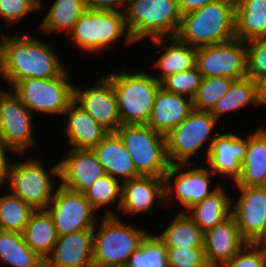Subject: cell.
<instances>
[{
    "label": "cell",
    "mask_w": 266,
    "mask_h": 267,
    "mask_svg": "<svg viewBox=\"0 0 266 267\" xmlns=\"http://www.w3.org/2000/svg\"><path fill=\"white\" fill-rule=\"evenodd\" d=\"M33 36H5L3 79L10 88L26 78H54L66 71L52 43H45Z\"/></svg>",
    "instance_id": "1"
},
{
    "label": "cell",
    "mask_w": 266,
    "mask_h": 267,
    "mask_svg": "<svg viewBox=\"0 0 266 267\" xmlns=\"http://www.w3.org/2000/svg\"><path fill=\"white\" fill-rule=\"evenodd\" d=\"M235 0H217L182 15L176 38L194 48L235 38Z\"/></svg>",
    "instance_id": "2"
},
{
    "label": "cell",
    "mask_w": 266,
    "mask_h": 267,
    "mask_svg": "<svg viewBox=\"0 0 266 267\" xmlns=\"http://www.w3.org/2000/svg\"><path fill=\"white\" fill-rule=\"evenodd\" d=\"M121 71L105 74L116 93L121 125L148 124L161 83L148 72Z\"/></svg>",
    "instance_id": "3"
},
{
    "label": "cell",
    "mask_w": 266,
    "mask_h": 267,
    "mask_svg": "<svg viewBox=\"0 0 266 267\" xmlns=\"http://www.w3.org/2000/svg\"><path fill=\"white\" fill-rule=\"evenodd\" d=\"M111 208L109 206L105 209L99 228L96 224L93 229L94 265L124 266L148 234L145 229L128 225L129 223L120 220Z\"/></svg>",
    "instance_id": "4"
},
{
    "label": "cell",
    "mask_w": 266,
    "mask_h": 267,
    "mask_svg": "<svg viewBox=\"0 0 266 267\" xmlns=\"http://www.w3.org/2000/svg\"><path fill=\"white\" fill-rule=\"evenodd\" d=\"M124 15L134 43L175 37L182 17L178 0H130Z\"/></svg>",
    "instance_id": "5"
},
{
    "label": "cell",
    "mask_w": 266,
    "mask_h": 267,
    "mask_svg": "<svg viewBox=\"0 0 266 267\" xmlns=\"http://www.w3.org/2000/svg\"><path fill=\"white\" fill-rule=\"evenodd\" d=\"M68 35L76 47L89 53L107 50L123 35L125 44L134 45L125 15L120 11L86 9Z\"/></svg>",
    "instance_id": "6"
},
{
    "label": "cell",
    "mask_w": 266,
    "mask_h": 267,
    "mask_svg": "<svg viewBox=\"0 0 266 267\" xmlns=\"http://www.w3.org/2000/svg\"><path fill=\"white\" fill-rule=\"evenodd\" d=\"M115 133L122 140L140 176L164 178L171 166L165 135L147 124L121 125Z\"/></svg>",
    "instance_id": "7"
},
{
    "label": "cell",
    "mask_w": 266,
    "mask_h": 267,
    "mask_svg": "<svg viewBox=\"0 0 266 267\" xmlns=\"http://www.w3.org/2000/svg\"><path fill=\"white\" fill-rule=\"evenodd\" d=\"M52 176L60 178L59 162L49 168V171L39 159L11 162L7 182L9 189L6 190L35 210L46 209L56 192Z\"/></svg>",
    "instance_id": "8"
},
{
    "label": "cell",
    "mask_w": 266,
    "mask_h": 267,
    "mask_svg": "<svg viewBox=\"0 0 266 267\" xmlns=\"http://www.w3.org/2000/svg\"><path fill=\"white\" fill-rule=\"evenodd\" d=\"M217 122L219 121L210 112L193 109L181 124L165 136L170 163H191L193 155L200 153L203 147L207 159L212 142L218 135L211 134L216 130L214 128Z\"/></svg>",
    "instance_id": "9"
},
{
    "label": "cell",
    "mask_w": 266,
    "mask_h": 267,
    "mask_svg": "<svg viewBox=\"0 0 266 267\" xmlns=\"http://www.w3.org/2000/svg\"><path fill=\"white\" fill-rule=\"evenodd\" d=\"M66 71L54 78H26L16 82L11 90L19 97L24 106L33 114L63 115L74 101V86Z\"/></svg>",
    "instance_id": "10"
},
{
    "label": "cell",
    "mask_w": 266,
    "mask_h": 267,
    "mask_svg": "<svg viewBox=\"0 0 266 267\" xmlns=\"http://www.w3.org/2000/svg\"><path fill=\"white\" fill-rule=\"evenodd\" d=\"M31 113L11 90L0 93V138L14 154L24 152L36 145Z\"/></svg>",
    "instance_id": "11"
},
{
    "label": "cell",
    "mask_w": 266,
    "mask_h": 267,
    "mask_svg": "<svg viewBox=\"0 0 266 267\" xmlns=\"http://www.w3.org/2000/svg\"><path fill=\"white\" fill-rule=\"evenodd\" d=\"M190 164L193 163L171 164L170 168L165 173V207L166 202L168 204L174 199V197H177L176 201H179L183 208L188 210L196 203L210 196L220 186L216 185L214 188L210 187L214 173L209 168L200 166L198 168L190 169L189 167L187 171H183V169H186L185 167L190 166Z\"/></svg>",
    "instance_id": "12"
},
{
    "label": "cell",
    "mask_w": 266,
    "mask_h": 267,
    "mask_svg": "<svg viewBox=\"0 0 266 267\" xmlns=\"http://www.w3.org/2000/svg\"><path fill=\"white\" fill-rule=\"evenodd\" d=\"M46 210L52 216L58 237L72 232L94 229L96 210L84 193L63 187L56 188L53 199Z\"/></svg>",
    "instance_id": "13"
},
{
    "label": "cell",
    "mask_w": 266,
    "mask_h": 267,
    "mask_svg": "<svg viewBox=\"0 0 266 267\" xmlns=\"http://www.w3.org/2000/svg\"><path fill=\"white\" fill-rule=\"evenodd\" d=\"M246 42L234 38L230 41L197 48L196 67L209 77L240 79L247 76Z\"/></svg>",
    "instance_id": "14"
},
{
    "label": "cell",
    "mask_w": 266,
    "mask_h": 267,
    "mask_svg": "<svg viewBox=\"0 0 266 267\" xmlns=\"http://www.w3.org/2000/svg\"><path fill=\"white\" fill-rule=\"evenodd\" d=\"M241 193L232 202V215L247 243H266V186L237 187Z\"/></svg>",
    "instance_id": "15"
},
{
    "label": "cell",
    "mask_w": 266,
    "mask_h": 267,
    "mask_svg": "<svg viewBox=\"0 0 266 267\" xmlns=\"http://www.w3.org/2000/svg\"><path fill=\"white\" fill-rule=\"evenodd\" d=\"M94 86L83 89L74 87V101L108 132L121 126L116 93L111 82L104 76Z\"/></svg>",
    "instance_id": "16"
},
{
    "label": "cell",
    "mask_w": 266,
    "mask_h": 267,
    "mask_svg": "<svg viewBox=\"0 0 266 267\" xmlns=\"http://www.w3.org/2000/svg\"><path fill=\"white\" fill-rule=\"evenodd\" d=\"M68 155L59 161L61 185L70 190L84 193L105 170L93 150L70 149Z\"/></svg>",
    "instance_id": "17"
},
{
    "label": "cell",
    "mask_w": 266,
    "mask_h": 267,
    "mask_svg": "<svg viewBox=\"0 0 266 267\" xmlns=\"http://www.w3.org/2000/svg\"><path fill=\"white\" fill-rule=\"evenodd\" d=\"M247 153V138L236 133H218L212 142L206 161L214 175H222L234 183L241 172L242 161ZM218 173V174H217Z\"/></svg>",
    "instance_id": "18"
},
{
    "label": "cell",
    "mask_w": 266,
    "mask_h": 267,
    "mask_svg": "<svg viewBox=\"0 0 266 267\" xmlns=\"http://www.w3.org/2000/svg\"><path fill=\"white\" fill-rule=\"evenodd\" d=\"M93 229L80 230L58 237L44 267H92Z\"/></svg>",
    "instance_id": "19"
},
{
    "label": "cell",
    "mask_w": 266,
    "mask_h": 267,
    "mask_svg": "<svg viewBox=\"0 0 266 267\" xmlns=\"http://www.w3.org/2000/svg\"><path fill=\"white\" fill-rule=\"evenodd\" d=\"M237 221L233 215L217 226L204 232V252L210 267H221L245 245Z\"/></svg>",
    "instance_id": "20"
},
{
    "label": "cell",
    "mask_w": 266,
    "mask_h": 267,
    "mask_svg": "<svg viewBox=\"0 0 266 267\" xmlns=\"http://www.w3.org/2000/svg\"><path fill=\"white\" fill-rule=\"evenodd\" d=\"M156 199H165L164 178L139 176L122 183L119 212L134 216L150 211Z\"/></svg>",
    "instance_id": "21"
},
{
    "label": "cell",
    "mask_w": 266,
    "mask_h": 267,
    "mask_svg": "<svg viewBox=\"0 0 266 267\" xmlns=\"http://www.w3.org/2000/svg\"><path fill=\"white\" fill-rule=\"evenodd\" d=\"M193 110L192 99L159 88L148 126L163 135L181 124Z\"/></svg>",
    "instance_id": "22"
},
{
    "label": "cell",
    "mask_w": 266,
    "mask_h": 267,
    "mask_svg": "<svg viewBox=\"0 0 266 267\" xmlns=\"http://www.w3.org/2000/svg\"><path fill=\"white\" fill-rule=\"evenodd\" d=\"M67 116L64 132L71 149L93 150L109 133L84 109L73 101L64 112Z\"/></svg>",
    "instance_id": "23"
},
{
    "label": "cell",
    "mask_w": 266,
    "mask_h": 267,
    "mask_svg": "<svg viewBox=\"0 0 266 267\" xmlns=\"http://www.w3.org/2000/svg\"><path fill=\"white\" fill-rule=\"evenodd\" d=\"M93 151L105 173L121 183L140 176L122 140L115 132H109Z\"/></svg>",
    "instance_id": "24"
},
{
    "label": "cell",
    "mask_w": 266,
    "mask_h": 267,
    "mask_svg": "<svg viewBox=\"0 0 266 267\" xmlns=\"http://www.w3.org/2000/svg\"><path fill=\"white\" fill-rule=\"evenodd\" d=\"M150 42L157 47H161L163 51L152 64L156 70L161 71L160 76L154 75L160 83L166 77L196 66L197 48L181 42L176 37L159 38Z\"/></svg>",
    "instance_id": "25"
},
{
    "label": "cell",
    "mask_w": 266,
    "mask_h": 267,
    "mask_svg": "<svg viewBox=\"0 0 266 267\" xmlns=\"http://www.w3.org/2000/svg\"><path fill=\"white\" fill-rule=\"evenodd\" d=\"M242 186H266V128L247 135V153L241 172L234 184Z\"/></svg>",
    "instance_id": "26"
},
{
    "label": "cell",
    "mask_w": 266,
    "mask_h": 267,
    "mask_svg": "<svg viewBox=\"0 0 266 267\" xmlns=\"http://www.w3.org/2000/svg\"><path fill=\"white\" fill-rule=\"evenodd\" d=\"M224 188L220 184L210 196L180 212H186L204 232L217 226L232 215L234 200L228 197Z\"/></svg>",
    "instance_id": "27"
},
{
    "label": "cell",
    "mask_w": 266,
    "mask_h": 267,
    "mask_svg": "<svg viewBox=\"0 0 266 267\" xmlns=\"http://www.w3.org/2000/svg\"><path fill=\"white\" fill-rule=\"evenodd\" d=\"M235 38L248 42L266 37V0H235Z\"/></svg>",
    "instance_id": "28"
},
{
    "label": "cell",
    "mask_w": 266,
    "mask_h": 267,
    "mask_svg": "<svg viewBox=\"0 0 266 267\" xmlns=\"http://www.w3.org/2000/svg\"><path fill=\"white\" fill-rule=\"evenodd\" d=\"M25 243L44 260L52 252L58 235L46 209L35 210L23 231Z\"/></svg>",
    "instance_id": "29"
},
{
    "label": "cell",
    "mask_w": 266,
    "mask_h": 267,
    "mask_svg": "<svg viewBox=\"0 0 266 267\" xmlns=\"http://www.w3.org/2000/svg\"><path fill=\"white\" fill-rule=\"evenodd\" d=\"M0 262L10 267H44V259L26 243L22 233L0 230Z\"/></svg>",
    "instance_id": "30"
},
{
    "label": "cell",
    "mask_w": 266,
    "mask_h": 267,
    "mask_svg": "<svg viewBox=\"0 0 266 267\" xmlns=\"http://www.w3.org/2000/svg\"><path fill=\"white\" fill-rule=\"evenodd\" d=\"M157 237L166 248L204 247V231L186 212L177 213L171 224Z\"/></svg>",
    "instance_id": "31"
},
{
    "label": "cell",
    "mask_w": 266,
    "mask_h": 267,
    "mask_svg": "<svg viewBox=\"0 0 266 267\" xmlns=\"http://www.w3.org/2000/svg\"><path fill=\"white\" fill-rule=\"evenodd\" d=\"M41 5L42 0H39V8ZM85 10L84 0H53L39 29L44 34L64 30L69 34Z\"/></svg>",
    "instance_id": "32"
},
{
    "label": "cell",
    "mask_w": 266,
    "mask_h": 267,
    "mask_svg": "<svg viewBox=\"0 0 266 267\" xmlns=\"http://www.w3.org/2000/svg\"><path fill=\"white\" fill-rule=\"evenodd\" d=\"M260 105L259 102V83L246 76L235 79L228 92L216 103L210 113L217 119L224 113L239 110L247 105Z\"/></svg>",
    "instance_id": "33"
},
{
    "label": "cell",
    "mask_w": 266,
    "mask_h": 267,
    "mask_svg": "<svg viewBox=\"0 0 266 267\" xmlns=\"http://www.w3.org/2000/svg\"><path fill=\"white\" fill-rule=\"evenodd\" d=\"M8 192L0 197V230L23 233L35 209Z\"/></svg>",
    "instance_id": "34"
},
{
    "label": "cell",
    "mask_w": 266,
    "mask_h": 267,
    "mask_svg": "<svg viewBox=\"0 0 266 267\" xmlns=\"http://www.w3.org/2000/svg\"><path fill=\"white\" fill-rule=\"evenodd\" d=\"M124 267H169L167 248L157 234L148 232Z\"/></svg>",
    "instance_id": "35"
},
{
    "label": "cell",
    "mask_w": 266,
    "mask_h": 267,
    "mask_svg": "<svg viewBox=\"0 0 266 267\" xmlns=\"http://www.w3.org/2000/svg\"><path fill=\"white\" fill-rule=\"evenodd\" d=\"M235 79L229 77L203 78L201 86L192 99L193 109L210 112L216 103L228 92Z\"/></svg>",
    "instance_id": "36"
},
{
    "label": "cell",
    "mask_w": 266,
    "mask_h": 267,
    "mask_svg": "<svg viewBox=\"0 0 266 267\" xmlns=\"http://www.w3.org/2000/svg\"><path fill=\"white\" fill-rule=\"evenodd\" d=\"M121 192V181L106 174L95 181L84 194L95 210H99L107 204L112 205V203L117 204L116 209L119 210L121 205Z\"/></svg>",
    "instance_id": "37"
},
{
    "label": "cell",
    "mask_w": 266,
    "mask_h": 267,
    "mask_svg": "<svg viewBox=\"0 0 266 267\" xmlns=\"http://www.w3.org/2000/svg\"><path fill=\"white\" fill-rule=\"evenodd\" d=\"M203 81V75L195 66L192 69L166 77L161 87L170 93L186 96L193 99Z\"/></svg>",
    "instance_id": "38"
},
{
    "label": "cell",
    "mask_w": 266,
    "mask_h": 267,
    "mask_svg": "<svg viewBox=\"0 0 266 267\" xmlns=\"http://www.w3.org/2000/svg\"><path fill=\"white\" fill-rule=\"evenodd\" d=\"M247 76L259 82L266 77V37L246 42Z\"/></svg>",
    "instance_id": "39"
},
{
    "label": "cell",
    "mask_w": 266,
    "mask_h": 267,
    "mask_svg": "<svg viewBox=\"0 0 266 267\" xmlns=\"http://www.w3.org/2000/svg\"><path fill=\"white\" fill-rule=\"evenodd\" d=\"M221 267H266V243H246Z\"/></svg>",
    "instance_id": "40"
},
{
    "label": "cell",
    "mask_w": 266,
    "mask_h": 267,
    "mask_svg": "<svg viewBox=\"0 0 266 267\" xmlns=\"http://www.w3.org/2000/svg\"><path fill=\"white\" fill-rule=\"evenodd\" d=\"M169 267H210L203 247L167 248Z\"/></svg>",
    "instance_id": "41"
},
{
    "label": "cell",
    "mask_w": 266,
    "mask_h": 267,
    "mask_svg": "<svg viewBox=\"0 0 266 267\" xmlns=\"http://www.w3.org/2000/svg\"><path fill=\"white\" fill-rule=\"evenodd\" d=\"M39 9V0H0V18L9 25L17 24Z\"/></svg>",
    "instance_id": "42"
},
{
    "label": "cell",
    "mask_w": 266,
    "mask_h": 267,
    "mask_svg": "<svg viewBox=\"0 0 266 267\" xmlns=\"http://www.w3.org/2000/svg\"><path fill=\"white\" fill-rule=\"evenodd\" d=\"M130 0H84L86 9L125 12ZM122 10H121V8Z\"/></svg>",
    "instance_id": "43"
},
{
    "label": "cell",
    "mask_w": 266,
    "mask_h": 267,
    "mask_svg": "<svg viewBox=\"0 0 266 267\" xmlns=\"http://www.w3.org/2000/svg\"><path fill=\"white\" fill-rule=\"evenodd\" d=\"M12 152L9 148L5 146L3 141L0 138V187L4 185L5 182H8V173H9V159L7 157V152Z\"/></svg>",
    "instance_id": "44"
},
{
    "label": "cell",
    "mask_w": 266,
    "mask_h": 267,
    "mask_svg": "<svg viewBox=\"0 0 266 267\" xmlns=\"http://www.w3.org/2000/svg\"><path fill=\"white\" fill-rule=\"evenodd\" d=\"M214 1L217 0H178L179 11L181 15H184Z\"/></svg>",
    "instance_id": "45"
},
{
    "label": "cell",
    "mask_w": 266,
    "mask_h": 267,
    "mask_svg": "<svg viewBox=\"0 0 266 267\" xmlns=\"http://www.w3.org/2000/svg\"><path fill=\"white\" fill-rule=\"evenodd\" d=\"M259 102L262 105H266V77L259 82Z\"/></svg>",
    "instance_id": "46"
},
{
    "label": "cell",
    "mask_w": 266,
    "mask_h": 267,
    "mask_svg": "<svg viewBox=\"0 0 266 267\" xmlns=\"http://www.w3.org/2000/svg\"><path fill=\"white\" fill-rule=\"evenodd\" d=\"M4 42H5V36L0 39V75L3 78V72H4Z\"/></svg>",
    "instance_id": "47"
},
{
    "label": "cell",
    "mask_w": 266,
    "mask_h": 267,
    "mask_svg": "<svg viewBox=\"0 0 266 267\" xmlns=\"http://www.w3.org/2000/svg\"><path fill=\"white\" fill-rule=\"evenodd\" d=\"M92 267H124V266H114V265H93Z\"/></svg>",
    "instance_id": "48"
}]
</instances>
